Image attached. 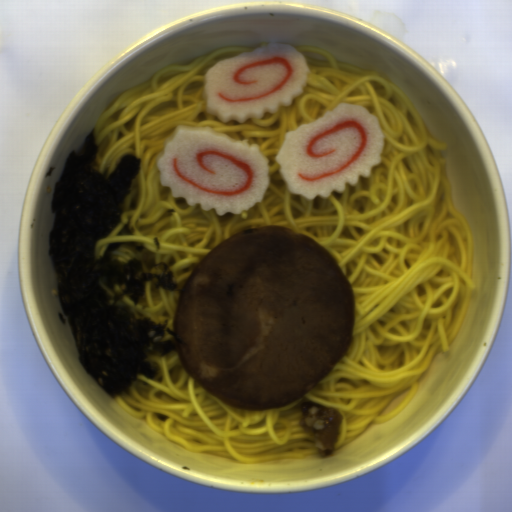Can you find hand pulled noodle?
I'll return each mask as SVG.
<instances>
[{
	"instance_id": "14784b9a",
	"label": "hand pulled noodle",
	"mask_w": 512,
	"mask_h": 512,
	"mask_svg": "<svg viewBox=\"0 0 512 512\" xmlns=\"http://www.w3.org/2000/svg\"><path fill=\"white\" fill-rule=\"evenodd\" d=\"M309 69L300 95L275 113L223 122L207 111L205 73L218 61L252 49L226 46L187 64L165 66L121 95L94 128L99 150L88 164L103 177L124 155L140 160L123 205L124 214L96 242L99 260L110 243L119 263L149 256L170 268L176 287L144 284L138 303L117 300L137 317L174 329L181 289L193 270L220 243L254 227L289 228L327 249L352 286L353 331L346 355L304 395L270 410L234 408L219 399L183 364L178 350L151 355L155 378L137 374L116 403L167 441L243 464L321 455L315 438L300 426L303 404L315 402L341 415V449L373 424H383L407 407L436 355L447 353L475 294L474 240L467 218L453 205L447 143L432 137L415 103L370 70L338 63L322 48L293 46ZM355 103L376 115L384 134L380 165L358 184L328 198L291 194L276 154L285 134L312 123L340 103ZM212 127L238 141L259 145L268 163L270 186L262 203L240 214L189 206L160 184L157 162L178 126ZM133 235H117L125 223ZM153 237H158L156 249ZM333 449V450H334Z\"/></svg>"
}]
</instances>
